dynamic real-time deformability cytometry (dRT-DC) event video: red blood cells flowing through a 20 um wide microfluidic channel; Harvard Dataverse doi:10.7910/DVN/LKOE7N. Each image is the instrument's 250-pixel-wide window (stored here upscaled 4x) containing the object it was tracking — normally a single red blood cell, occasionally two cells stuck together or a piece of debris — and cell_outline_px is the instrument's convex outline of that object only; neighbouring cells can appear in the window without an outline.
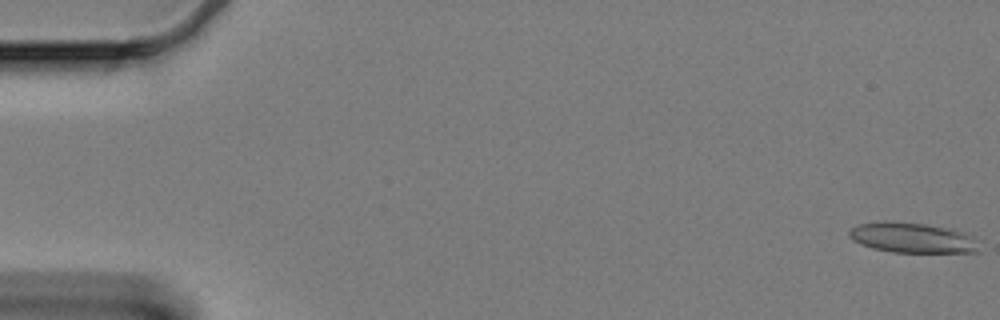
{"species": "Egyptian fruit bat (a non-hibernating species)", "species_latin": "Rousettus aegyptiacus", "temperature_condition": "cold", "stored_images_in_passage": 41, "camera_frame_rate_fps": 3000, "um_per_image_px": 0.085, "animal": {"sex": "female"}, "frame": {"image": 1, "passage_image": 1, "time_ms": 0.0, "image_size_px": [1000, 320], "cell_outline_px": [[980, 252], [892, 252], [872, 248], [860, 244], [852, 240], [848, 236], [848, 232], [852, 228], [860, 224], [924, 224], [944, 228], [960, 232], [972, 236]], "centroid_in_image_um": [77.54, 20.27], "position_along_channel_um": 7.5, "area_um2": 21.62}}
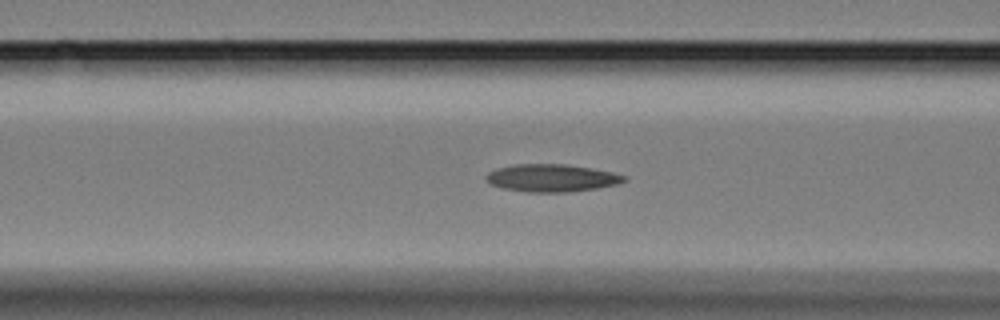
{"frame": {"image": 2, "passage_image": 24, "time_ms": 7.667, "image_size_px": [1000, 320], "cell_outline_px": [[628, 180], [616, 184], [596, 188], [568, 192], [528, 192], [504, 188], [492, 184], [484, 180], [484, 176], [488, 172], [496, 168], [512, 164], [564, 164], [592, 168], [612, 172], [628, 176]], "centroid_in_image_um": [46.88, 15.12], "position_along_channel_um": 119.7, "area_um2": 22.25}}
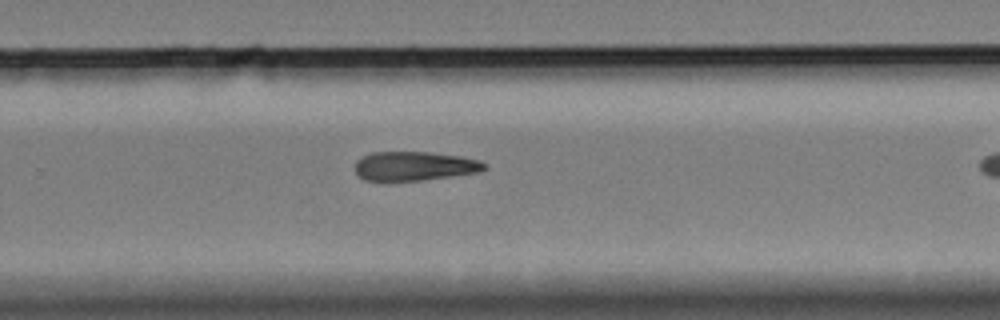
{"frame": {"image": 3, "passage_image": 40, "time_ms": 13.0, "image_size_px": [1000, 320], "cell_outline_px": [[488, 168], [480, 172], [452, 176], [388, 184], [364, 180], [356, 172], [356, 160], [372, 152], [432, 152], [460, 156], [480, 160], [488, 164]], "centroid_in_image_um": [35.22, 14.15], "position_along_channel_um": 294.6, "area_um2": 22.72}}